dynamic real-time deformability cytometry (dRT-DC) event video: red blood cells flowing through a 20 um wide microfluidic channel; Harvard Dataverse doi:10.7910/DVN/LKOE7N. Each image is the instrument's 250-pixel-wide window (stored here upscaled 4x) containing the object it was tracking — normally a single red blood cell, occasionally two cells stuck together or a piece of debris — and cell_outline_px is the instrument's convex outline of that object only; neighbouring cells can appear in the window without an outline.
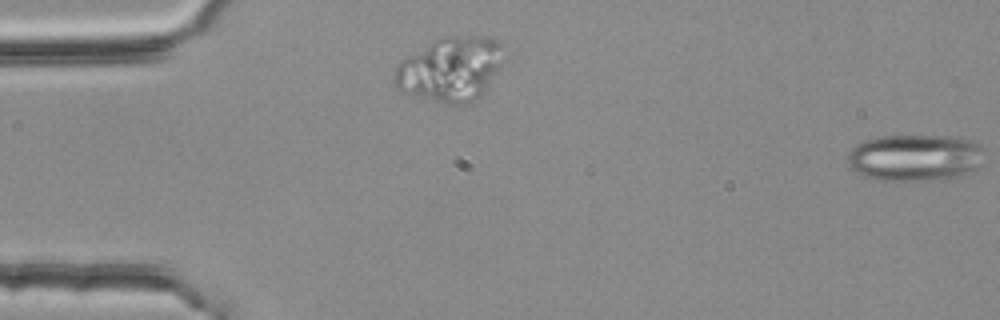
{"species": "common noctule bat (a hibernating species)", "species_latin": "Nyctalus noctula", "temperature_condition": "room temperature", "stored_images_in_passage": 2, "camera_frame_rate_fps": 3000, "um_per_image_px": 0.085, "animal": {"sex": "female", "body_mass_g": 25.1}, "frame": {"image": 1, "passage_image": 2, "time_ms": 0.333, "image_size_px": [1000, 320], "cell_outline_px": [[984, 148], [980, 164], [976, 168], [968, 172], [956, 176], [920, 180], [876, 180], [864, 176], [848, 168], [848, 152], [852, 148], [864, 140], [880, 136], [956, 136], [972, 140], [980, 144]], "centroid_in_image_um": [77.74, 13.38], "position_along_channel_um": 7.3, "area_um2": 37.22}}